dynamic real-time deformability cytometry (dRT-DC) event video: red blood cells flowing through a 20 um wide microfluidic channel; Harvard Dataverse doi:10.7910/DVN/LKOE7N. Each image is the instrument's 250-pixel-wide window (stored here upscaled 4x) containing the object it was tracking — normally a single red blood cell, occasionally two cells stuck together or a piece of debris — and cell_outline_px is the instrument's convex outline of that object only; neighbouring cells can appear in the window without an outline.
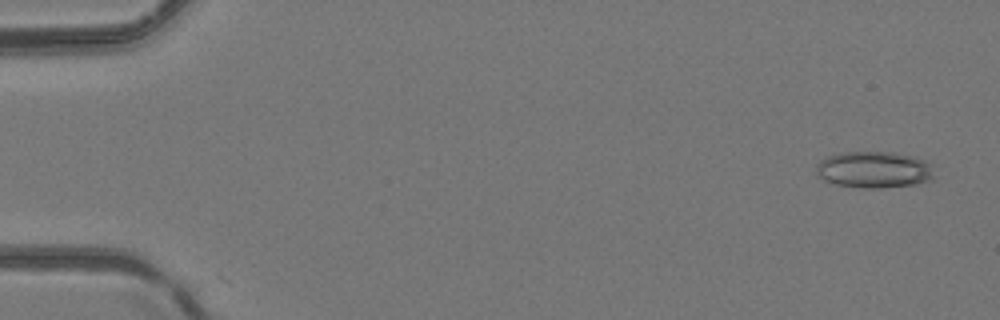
{"species": "common noctule bat (a hibernating species)", "species_latin": "Nyctalus noctula", "temperature_condition": "room temperature", "stored_images_in_passage": 4, "camera_frame_rate_fps": 3000, "um_per_image_px": 0.085, "animal": {"sex": "female", "body_mass_g": 24.6, "forearm_length_mm": 56.2}, "frame": {"image": 1, "passage_image": 1, "time_ms": 0.0, "image_size_px": [1000, 320], "cell_outline_px": [[932, 180], [916, 184], [880, 188], [864, 188], [836, 184], [824, 180], [816, 176], [816, 164], [824, 156], [840, 152], [892, 152], [916, 156], [924, 160], [928, 164], [932, 176]], "centroid_in_image_um": [74.22, 14.41], "position_along_channel_um": 10.8, "area_um2": 25.26}}